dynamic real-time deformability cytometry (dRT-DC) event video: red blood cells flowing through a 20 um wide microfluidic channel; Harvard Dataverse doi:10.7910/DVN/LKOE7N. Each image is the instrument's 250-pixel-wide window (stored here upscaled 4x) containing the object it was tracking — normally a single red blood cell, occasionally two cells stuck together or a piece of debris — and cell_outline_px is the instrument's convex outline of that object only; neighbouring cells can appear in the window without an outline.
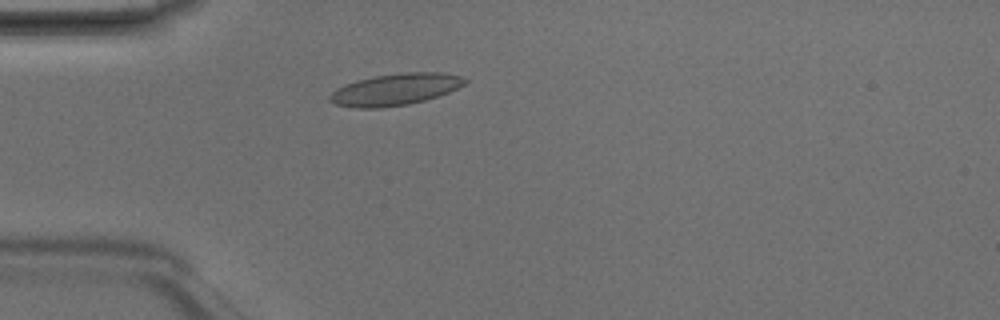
{"species": "Egyptian fruit bat (a non-hibernating species)", "species_latin": "Rousettus aegyptiacus", "temperature_condition": "room temperature", "stored_images_in_passage": 3, "camera_frame_rate_fps": 3000, "um_per_image_px": 0.085, "animal": {"sex": "male"}, "frame": {"image": 1, "passage_image": 3, "time_ms": 0.667, "image_size_px": [1000, 320], "cell_outline_px": [[468, 80], [464, 84], [448, 92], [424, 100], [408, 104], [380, 108], [356, 108], [336, 104], [328, 100], [328, 96], [336, 88], [344, 84], [356, 80], [376, 76], [404, 72], [444, 72], [460, 76]], "centroid_in_image_um": [33.56, 7.6], "position_along_channel_um": 51.4, "area_um2": 24.85}}